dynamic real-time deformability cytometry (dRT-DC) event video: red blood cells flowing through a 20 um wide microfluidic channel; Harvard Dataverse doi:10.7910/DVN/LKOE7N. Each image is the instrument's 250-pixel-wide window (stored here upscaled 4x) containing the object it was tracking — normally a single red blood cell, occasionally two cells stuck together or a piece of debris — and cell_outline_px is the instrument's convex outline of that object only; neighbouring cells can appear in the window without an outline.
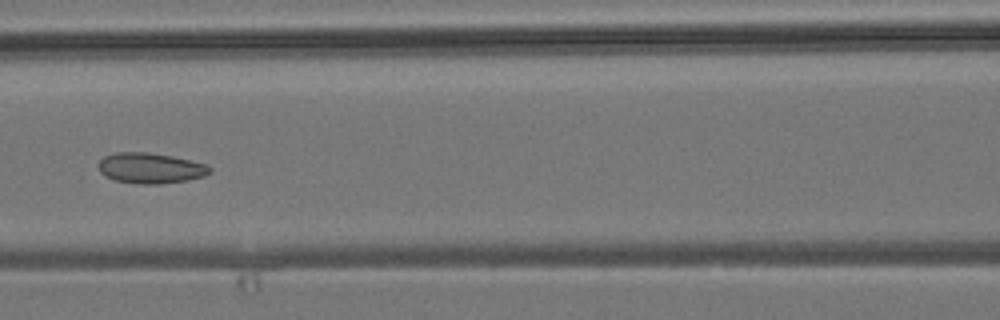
{"species": "common noctule bat (a hibernating species)", "species_latin": "Nyctalus noctula", "temperature_condition": "room temperature", "stored_images_in_passage": 6, "camera_frame_rate_fps": 3000, "um_per_image_px": 0.085, "animal": {"sex": "male", "body_mass_g": 19.2, "forearm_length_mm": 51.8}, "frame": {"image": 1, "passage_image": 6, "time_ms": 6.0, "image_size_px": [1000, 320], "cell_outline_px": [[212, 172], [204, 176], [184, 180], [160, 184], [140, 184], [112, 180], [104, 176], [100, 172], [100, 160], [104, 156], [116, 152], [148, 152], [172, 156], [208, 164], [212, 168]], "centroid_in_image_um": [12.8, 14.29], "position_along_channel_um": 153.8, "area_um2": 19.88}}